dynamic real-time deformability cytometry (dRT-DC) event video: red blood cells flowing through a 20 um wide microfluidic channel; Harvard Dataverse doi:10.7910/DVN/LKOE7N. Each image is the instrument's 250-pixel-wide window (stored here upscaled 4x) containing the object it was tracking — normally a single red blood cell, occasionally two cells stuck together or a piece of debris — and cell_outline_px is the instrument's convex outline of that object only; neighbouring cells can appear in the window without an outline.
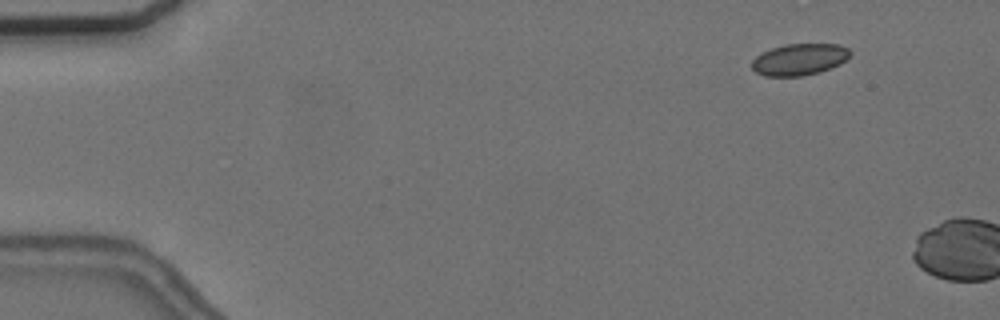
{"species": "common noctule bat (a hibernating species)", "species_latin": "Nyctalus noctula", "temperature_condition": "cold", "stored_images_in_passage": 6, "camera_frame_rate_fps": 3000, "um_per_image_px": 0.085, "animal": {"sex": "female", "body_mass_g": 24.6, "forearm_length_mm": 56.2}, "frame": {"image": 1, "passage_image": 3, "time_ms": 0.667, "image_size_px": [1000, 320], "cell_outline_px": [[852, 52], [840, 64], [820, 72], [800, 76], [764, 76], [756, 72], [752, 68], [752, 60], [756, 56], [772, 48], [784, 44], [840, 44], [848, 48]], "centroid_in_image_um": [67.95, 5.05], "position_along_channel_um": 17.1, "area_um2": 18.03}}